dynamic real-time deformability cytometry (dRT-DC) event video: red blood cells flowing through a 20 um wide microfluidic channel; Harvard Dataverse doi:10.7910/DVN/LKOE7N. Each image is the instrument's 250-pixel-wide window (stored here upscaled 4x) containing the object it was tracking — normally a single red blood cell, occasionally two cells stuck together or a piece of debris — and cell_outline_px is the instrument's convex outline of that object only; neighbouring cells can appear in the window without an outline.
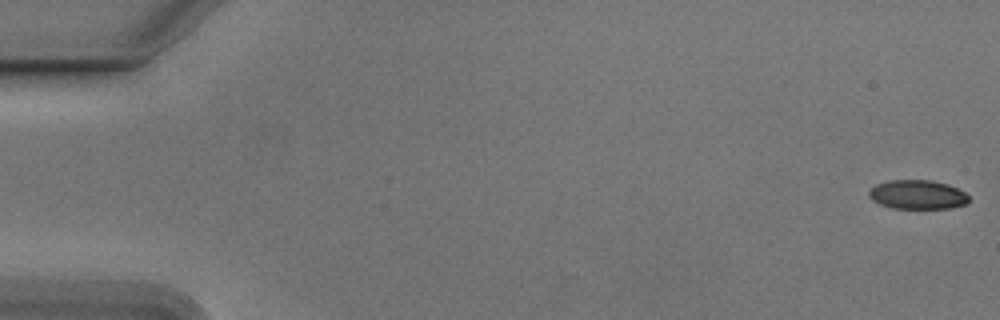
{"species": "Egyptian fruit bat (a non-hibernating species)", "species_latin": "Rousettus aegyptiacus", "temperature_condition": "cold", "stored_images_in_passage": 18, "camera_frame_rate_fps": 3000, "um_per_image_px": 0.085, "animal": {"sex": "male"}, "frame": {"image": 1, "passage_image": 1, "time_ms": 0.0, "image_size_px": [1000, 320], "cell_outline_px": [[968, 200], [964, 204], [952, 208], [892, 208], [880, 204], [872, 200], [868, 196], [868, 192], [876, 184], [888, 180], [932, 180], [948, 184], [964, 192], [968, 196]], "centroid_in_image_um": [77.96, 16.53], "position_along_channel_um": 7.0, "area_um2": 16.88}}
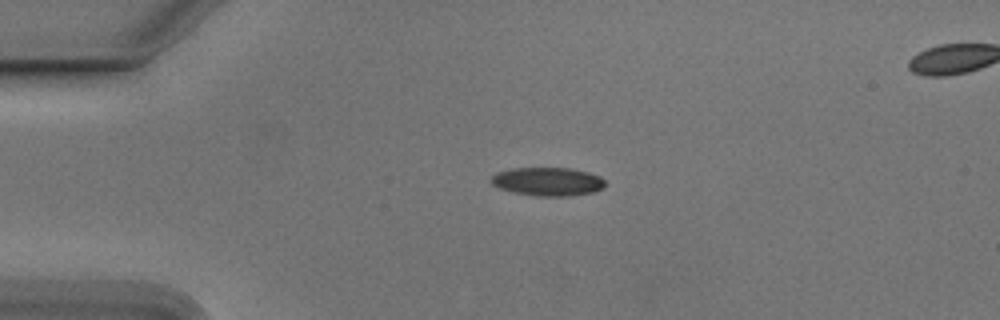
{"frame": {"image": 2, "passage_image": 13, "time_ms": 4.0, "image_size_px": [1000, 320], "cell_outline_px": [[604, 188], [596, 192], [568, 196], [536, 196], [516, 192], [500, 188], [492, 184], [492, 176], [496, 172], [512, 168], [572, 168], [588, 172], [600, 176], [604, 180]], "centroid_in_image_um": [46.6, 15.43], "position_along_channel_um": 38.4, "area_um2": 18.9}}